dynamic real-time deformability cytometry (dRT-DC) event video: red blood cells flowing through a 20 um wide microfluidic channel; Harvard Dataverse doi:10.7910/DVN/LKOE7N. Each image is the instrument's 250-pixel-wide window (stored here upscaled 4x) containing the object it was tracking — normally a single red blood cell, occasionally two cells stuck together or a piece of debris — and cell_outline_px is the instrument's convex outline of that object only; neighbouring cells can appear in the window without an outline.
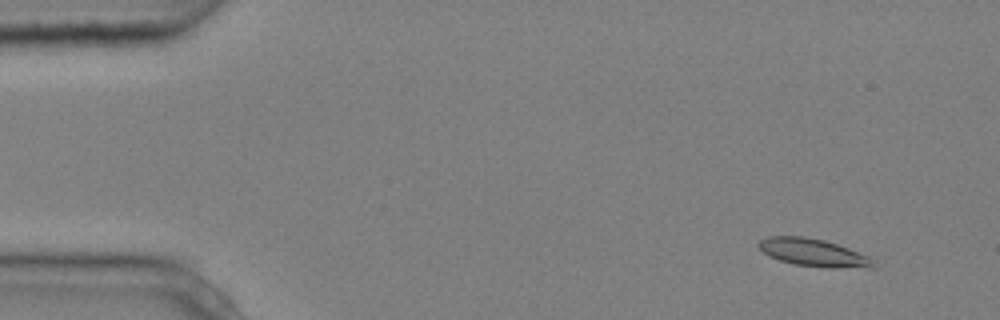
{"species": "common noctule bat (a hibernating species)", "species_latin": "Nyctalus noctula", "temperature_condition": "cold", "stored_images_in_passage": 4, "camera_frame_rate_fps": 3000, "um_per_image_px": 0.085, "animal": {"sex": "male", "body_mass_g": 20.4}, "frame": {"image": 1, "passage_image": 1, "time_ms": 0.0, "image_size_px": [1000, 320], "cell_outline_px": [[876, 268], [824, 268], [792, 264], [780, 260], [764, 252], [756, 244], [760, 240], [768, 236], [804, 236], [824, 240], [848, 248], [868, 256], [872, 260]], "centroid_in_image_um": [69.15, 21.48], "position_along_channel_um": 15.8, "area_um2": 18.5}}
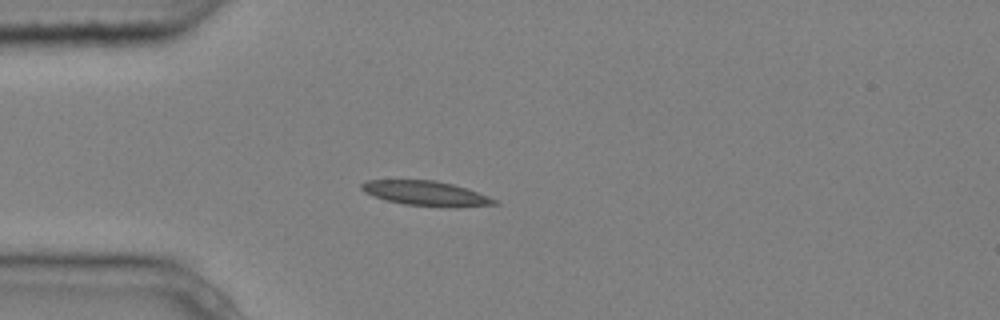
{"frame": {"image": 2, "passage_image": 4, "time_ms": 1.0, "image_size_px": [1000, 320], "cell_outline_px": [[500, 204], [456, 208], [452, 208], [404, 204], [388, 200], [364, 192], [360, 188], [360, 184], [368, 180], [436, 180], [452, 184], [488, 196], [496, 200]], "centroid_in_image_um": [36.23, 16.45], "position_along_channel_um": 48.8, "area_um2": 19.07}}